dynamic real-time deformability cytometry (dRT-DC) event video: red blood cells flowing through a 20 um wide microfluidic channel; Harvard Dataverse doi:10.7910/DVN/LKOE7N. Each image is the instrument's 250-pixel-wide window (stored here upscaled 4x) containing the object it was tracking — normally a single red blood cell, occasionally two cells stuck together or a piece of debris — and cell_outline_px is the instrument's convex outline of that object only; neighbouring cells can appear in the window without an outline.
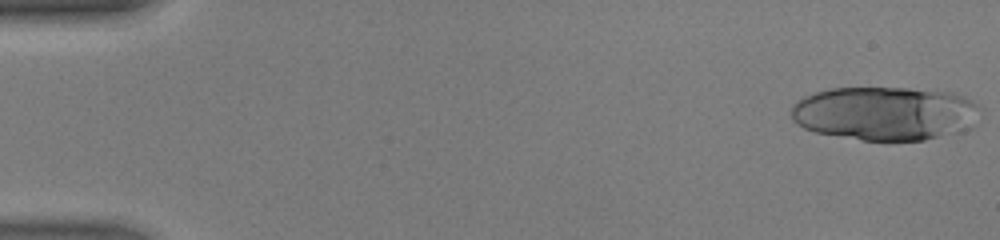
{"species": "human", "species_latin": "Homo sapiens", "temperature_condition": "warm", "stored_images_in_passage": 20, "camera_frame_rate_fps": 3000, "um_per_image_px": 0.085, "donor": {"sex": "male"}, "frame": {"image": 1, "passage_image": 1, "time_ms": 0.0, "image_size_px": [1000, 240], "cell_outline_px": [[976, 104], [972, 128], [964, 132], [924, 140], [864, 140], [816, 132], [804, 128], [796, 124], [792, 120], [792, 104], [796, 100], [804, 96], [816, 92], [832, 88], [908, 88], [952, 92], [964, 96], [972, 100]], "centroid_in_image_um": [75.2, 9.64], "position_along_channel_um": 9.8, "area_um2": 59.25}}